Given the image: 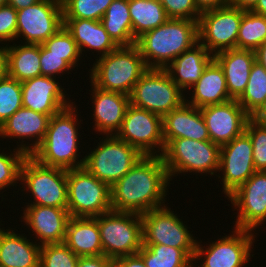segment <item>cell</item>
<instances>
[{
  "mask_svg": "<svg viewBox=\"0 0 266 267\" xmlns=\"http://www.w3.org/2000/svg\"><path fill=\"white\" fill-rule=\"evenodd\" d=\"M169 184L162 156H143L110 187L111 210L144 214L168 205Z\"/></svg>",
  "mask_w": 266,
  "mask_h": 267,
  "instance_id": "cell-1",
  "label": "cell"
},
{
  "mask_svg": "<svg viewBox=\"0 0 266 267\" xmlns=\"http://www.w3.org/2000/svg\"><path fill=\"white\" fill-rule=\"evenodd\" d=\"M76 107L73 103L50 117L43 141L30 154L38 163L65 170L83 167L85 157L78 159L82 157L79 155L81 135L78 129L83 120H78L79 114Z\"/></svg>",
  "mask_w": 266,
  "mask_h": 267,
  "instance_id": "cell-2",
  "label": "cell"
},
{
  "mask_svg": "<svg viewBox=\"0 0 266 267\" xmlns=\"http://www.w3.org/2000/svg\"><path fill=\"white\" fill-rule=\"evenodd\" d=\"M199 42L198 21L168 19L136 40L148 69H165L175 58Z\"/></svg>",
  "mask_w": 266,
  "mask_h": 267,
  "instance_id": "cell-3",
  "label": "cell"
},
{
  "mask_svg": "<svg viewBox=\"0 0 266 267\" xmlns=\"http://www.w3.org/2000/svg\"><path fill=\"white\" fill-rule=\"evenodd\" d=\"M94 59L96 61L89 69V82L99 89L128 96L148 69L136 45L119 46Z\"/></svg>",
  "mask_w": 266,
  "mask_h": 267,
  "instance_id": "cell-4",
  "label": "cell"
},
{
  "mask_svg": "<svg viewBox=\"0 0 266 267\" xmlns=\"http://www.w3.org/2000/svg\"><path fill=\"white\" fill-rule=\"evenodd\" d=\"M221 146L210 140L195 141L188 138L172 139L164 149L162 158L170 181L180 173L210 174L217 176ZM177 174V175H176Z\"/></svg>",
  "mask_w": 266,
  "mask_h": 267,
  "instance_id": "cell-5",
  "label": "cell"
},
{
  "mask_svg": "<svg viewBox=\"0 0 266 267\" xmlns=\"http://www.w3.org/2000/svg\"><path fill=\"white\" fill-rule=\"evenodd\" d=\"M20 192L30 196L27 205L67 208V170L38 163L28 155L20 170ZM24 190H23V189ZM25 191V192H24ZM29 194H28V193ZM31 194V195H30Z\"/></svg>",
  "mask_w": 266,
  "mask_h": 267,
  "instance_id": "cell-6",
  "label": "cell"
},
{
  "mask_svg": "<svg viewBox=\"0 0 266 267\" xmlns=\"http://www.w3.org/2000/svg\"><path fill=\"white\" fill-rule=\"evenodd\" d=\"M97 143L96 148L84 156L83 167L110 187L144 156L116 135H105Z\"/></svg>",
  "mask_w": 266,
  "mask_h": 267,
  "instance_id": "cell-7",
  "label": "cell"
},
{
  "mask_svg": "<svg viewBox=\"0 0 266 267\" xmlns=\"http://www.w3.org/2000/svg\"><path fill=\"white\" fill-rule=\"evenodd\" d=\"M94 218L98 222L106 257L115 260L137 254L143 246L141 214L111 210Z\"/></svg>",
  "mask_w": 266,
  "mask_h": 267,
  "instance_id": "cell-8",
  "label": "cell"
},
{
  "mask_svg": "<svg viewBox=\"0 0 266 267\" xmlns=\"http://www.w3.org/2000/svg\"><path fill=\"white\" fill-rule=\"evenodd\" d=\"M110 186L84 167L67 170V210L71 217H97L111 211Z\"/></svg>",
  "mask_w": 266,
  "mask_h": 267,
  "instance_id": "cell-9",
  "label": "cell"
},
{
  "mask_svg": "<svg viewBox=\"0 0 266 267\" xmlns=\"http://www.w3.org/2000/svg\"><path fill=\"white\" fill-rule=\"evenodd\" d=\"M206 246L196 243L193 267H244L254 257L255 232L233 227V231ZM201 243V244H200ZM253 247V248H252ZM252 255V256H251ZM200 263H199V262ZM198 263V264H197Z\"/></svg>",
  "mask_w": 266,
  "mask_h": 267,
  "instance_id": "cell-10",
  "label": "cell"
},
{
  "mask_svg": "<svg viewBox=\"0 0 266 267\" xmlns=\"http://www.w3.org/2000/svg\"><path fill=\"white\" fill-rule=\"evenodd\" d=\"M185 102L184 92L164 69H147L134 85L130 104L162 118Z\"/></svg>",
  "mask_w": 266,
  "mask_h": 267,
  "instance_id": "cell-11",
  "label": "cell"
},
{
  "mask_svg": "<svg viewBox=\"0 0 266 267\" xmlns=\"http://www.w3.org/2000/svg\"><path fill=\"white\" fill-rule=\"evenodd\" d=\"M244 12L230 3L203 11L198 21L199 42L213 55L235 49Z\"/></svg>",
  "mask_w": 266,
  "mask_h": 267,
  "instance_id": "cell-12",
  "label": "cell"
},
{
  "mask_svg": "<svg viewBox=\"0 0 266 267\" xmlns=\"http://www.w3.org/2000/svg\"><path fill=\"white\" fill-rule=\"evenodd\" d=\"M116 136L144 156H162L165 149L162 117L131 104Z\"/></svg>",
  "mask_w": 266,
  "mask_h": 267,
  "instance_id": "cell-13",
  "label": "cell"
},
{
  "mask_svg": "<svg viewBox=\"0 0 266 267\" xmlns=\"http://www.w3.org/2000/svg\"><path fill=\"white\" fill-rule=\"evenodd\" d=\"M141 218L143 245L163 244L180 249H196L197 237L167 205L141 214Z\"/></svg>",
  "mask_w": 266,
  "mask_h": 267,
  "instance_id": "cell-14",
  "label": "cell"
},
{
  "mask_svg": "<svg viewBox=\"0 0 266 267\" xmlns=\"http://www.w3.org/2000/svg\"><path fill=\"white\" fill-rule=\"evenodd\" d=\"M63 26L61 0H41L17 10L16 39L22 44H43Z\"/></svg>",
  "mask_w": 266,
  "mask_h": 267,
  "instance_id": "cell-15",
  "label": "cell"
},
{
  "mask_svg": "<svg viewBox=\"0 0 266 267\" xmlns=\"http://www.w3.org/2000/svg\"><path fill=\"white\" fill-rule=\"evenodd\" d=\"M227 200L237 210L234 228L259 230L266 222V171H255Z\"/></svg>",
  "mask_w": 266,
  "mask_h": 267,
  "instance_id": "cell-16",
  "label": "cell"
},
{
  "mask_svg": "<svg viewBox=\"0 0 266 267\" xmlns=\"http://www.w3.org/2000/svg\"><path fill=\"white\" fill-rule=\"evenodd\" d=\"M255 171L253 145L245 131L221 146L220 166L216 178L222 182L220 185L225 198L235 192Z\"/></svg>",
  "mask_w": 266,
  "mask_h": 267,
  "instance_id": "cell-17",
  "label": "cell"
},
{
  "mask_svg": "<svg viewBox=\"0 0 266 267\" xmlns=\"http://www.w3.org/2000/svg\"><path fill=\"white\" fill-rule=\"evenodd\" d=\"M210 141L219 146L232 141L245 131L250 115L239 105L237 99L222 104L200 108Z\"/></svg>",
  "mask_w": 266,
  "mask_h": 267,
  "instance_id": "cell-18",
  "label": "cell"
},
{
  "mask_svg": "<svg viewBox=\"0 0 266 267\" xmlns=\"http://www.w3.org/2000/svg\"><path fill=\"white\" fill-rule=\"evenodd\" d=\"M60 84L59 79L49 76H38L22 82L23 107L52 117L71 106L74 102L66 97L68 93Z\"/></svg>",
  "mask_w": 266,
  "mask_h": 267,
  "instance_id": "cell-19",
  "label": "cell"
},
{
  "mask_svg": "<svg viewBox=\"0 0 266 267\" xmlns=\"http://www.w3.org/2000/svg\"><path fill=\"white\" fill-rule=\"evenodd\" d=\"M21 208H24L21 222L34 233L33 241L35 238L40 246L64 243L67 223L71 217L67 208L41 205H24Z\"/></svg>",
  "mask_w": 266,
  "mask_h": 267,
  "instance_id": "cell-20",
  "label": "cell"
},
{
  "mask_svg": "<svg viewBox=\"0 0 266 267\" xmlns=\"http://www.w3.org/2000/svg\"><path fill=\"white\" fill-rule=\"evenodd\" d=\"M49 120V115L21 107L0 126V137L19 139L17 149L30 155L43 141Z\"/></svg>",
  "mask_w": 266,
  "mask_h": 267,
  "instance_id": "cell-21",
  "label": "cell"
},
{
  "mask_svg": "<svg viewBox=\"0 0 266 267\" xmlns=\"http://www.w3.org/2000/svg\"><path fill=\"white\" fill-rule=\"evenodd\" d=\"M91 86V103L94 119L93 130L100 135H116L121 128L126 110L130 105V96L112 91H105Z\"/></svg>",
  "mask_w": 266,
  "mask_h": 267,
  "instance_id": "cell-22",
  "label": "cell"
},
{
  "mask_svg": "<svg viewBox=\"0 0 266 267\" xmlns=\"http://www.w3.org/2000/svg\"><path fill=\"white\" fill-rule=\"evenodd\" d=\"M165 146L176 138H188L195 141L210 140L208 129L201 110L184 102L162 118Z\"/></svg>",
  "mask_w": 266,
  "mask_h": 267,
  "instance_id": "cell-23",
  "label": "cell"
},
{
  "mask_svg": "<svg viewBox=\"0 0 266 267\" xmlns=\"http://www.w3.org/2000/svg\"><path fill=\"white\" fill-rule=\"evenodd\" d=\"M12 229L0 227V267H40L41 246Z\"/></svg>",
  "mask_w": 266,
  "mask_h": 267,
  "instance_id": "cell-24",
  "label": "cell"
},
{
  "mask_svg": "<svg viewBox=\"0 0 266 267\" xmlns=\"http://www.w3.org/2000/svg\"><path fill=\"white\" fill-rule=\"evenodd\" d=\"M214 60L223 70L229 96L238 99L246 89L251 67L256 60L255 51L228 49L216 53Z\"/></svg>",
  "mask_w": 266,
  "mask_h": 267,
  "instance_id": "cell-25",
  "label": "cell"
},
{
  "mask_svg": "<svg viewBox=\"0 0 266 267\" xmlns=\"http://www.w3.org/2000/svg\"><path fill=\"white\" fill-rule=\"evenodd\" d=\"M63 26L72 35L81 56L87 53L85 51L94 50L98 52L95 56L98 58L119 47L105 30L101 20L63 19Z\"/></svg>",
  "mask_w": 266,
  "mask_h": 267,
  "instance_id": "cell-26",
  "label": "cell"
},
{
  "mask_svg": "<svg viewBox=\"0 0 266 267\" xmlns=\"http://www.w3.org/2000/svg\"><path fill=\"white\" fill-rule=\"evenodd\" d=\"M213 59L214 55L198 42L175 58L164 70L185 93L199 80Z\"/></svg>",
  "mask_w": 266,
  "mask_h": 267,
  "instance_id": "cell-27",
  "label": "cell"
},
{
  "mask_svg": "<svg viewBox=\"0 0 266 267\" xmlns=\"http://www.w3.org/2000/svg\"><path fill=\"white\" fill-rule=\"evenodd\" d=\"M190 91L192 92L191 95L189 93L186 95L191 98L185 96V102L199 109L232 100L229 96L223 70L214 59L205 68L199 80L187 92Z\"/></svg>",
  "mask_w": 266,
  "mask_h": 267,
  "instance_id": "cell-28",
  "label": "cell"
},
{
  "mask_svg": "<svg viewBox=\"0 0 266 267\" xmlns=\"http://www.w3.org/2000/svg\"><path fill=\"white\" fill-rule=\"evenodd\" d=\"M64 243L78 257L103 255L100 230L94 217H70Z\"/></svg>",
  "mask_w": 266,
  "mask_h": 267,
  "instance_id": "cell-29",
  "label": "cell"
},
{
  "mask_svg": "<svg viewBox=\"0 0 266 267\" xmlns=\"http://www.w3.org/2000/svg\"><path fill=\"white\" fill-rule=\"evenodd\" d=\"M8 76L19 82L42 76L40 44H7Z\"/></svg>",
  "mask_w": 266,
  "mask_h": 267,
  "instance_id": "cell-30",
  "label": "cell"
},
{
  "mask_svg": "<svg viewBox=\"0 0 266 267\" xmlns=\"http://www.w3.org/2000/svg\"><path fill=\"white\" fill-rule=\"evenodd\" d=\"M101 22L118 46H132L136 44L129 13V0H113L102 17Z\"/></svg>",
  "mask_w": 266,
  "mask_h": 267,
  "instance_id": "cell-31",
  "label": "cell"
},
{
  "mask_svg": "<svg viewBox=\"0 0 266 267\" xmlns=\"http://www.w3.org/2000/svg\"><path fill=\"white\" fill-rule=\"evenodd\" d=\"M129 13L135 40L169 19L160 0H129Z\"/></svg>",
  "mask_w": 266,
  "mask_h": 267,
  "instance_id": "cell-32",
  "label": "cell"
},
{
  "mask_svg": "<svg viewBox=\"0 0 266 267\" xmlns=\"http://www.w3.org/2000/svg\"><path fill=\"white\" fill-rule=\"evenodd\" d=\"M138 254L147 267H193L195 249H180L163 244L143 245Z\"/></svg>",
  "mask_w": 266,
  "mask_h": 267,
  "instance_id": "cell-33",
  "label": "cell"
},
{
  "mask_svg": "<svg viewBox=\"0 0 266 267\" xmlns=\"http://www.w3.org/2000/svg\"><path fill=\"white\" fill-rule=\"evenodd\" d=\"M266 40V16L245 10L240 22L236 49L255 51Z\"/></svg>",
  "mask_w": 266,
  "mask_h": 267,
  "instance_id": "cell-34",
  "label": "cell"
},
{
  "mask_svg": "<svg viewBox=\"0 0 266 267\" xmlns=\"http://www.w3.org/2000/svg\"><path fill=\"white\" fill-rule=\"evenodd\" d=\"M266 99V69L255 60L245 91L237 99L239 105L251 116Z\"/></svg>",
  "mask_w": 266,
  "mask_h": 267,
  "instance_id": "cell-35",
  "label": "cell"
},
{
  "mask_svg": "<svg viewBox=\"0 0 266 267\" xmlns=\"http://www.w3.org/2000/svg\"><path fill=\"white\" fill-rule=\"evenodd\" d=\"M113 0H61L63 19L101 20Z\"/></svg>",
  "mask_w": 266,
  "mask_h": 267,
  "instance_id": "cell-36",
  "label": "cell"
},
{
  "mask_svg": "<svg viewBox=\"0 0 266 267\" xmlns=\"http://www.w3.org/2000/svg\"><path fill=\"white\" fill-rule=\"evenodd\" d=\"M10 152L0 150V195L3 198V192L7 191L11 186L17 187L20 185V170L24 159L28 156L24 151L17 149H9ZM7 152V153H6ZM7 188V190H5ZM4 190V191H2ZM2 192V193H1Z\"/></svg>",
  "mask_w": 266,
  "mask_h": 267,
  "instance_id": "cell-37",
  "label": "cell"
},
{
  "mask_svg": "<svg viewBox=\"0 0 266 267\" xmlns=\"http://www.w3.org/2000/svg\"><path fill=\"white\" fill-rule=\"evenodd\" d=\"M21 107V82L7 75L0 80V126Z\"/></svg>",
  "mask_w": 266,
  "mask_h": 267,
  "instance_id": "cell-38",
  "label": "cell"
},
{
  "mask_svg": "<svg viewBox=\"0 0 266 267\" xmlns=\"http://www.w3.org/2000/svg\"><path fill=\"white\" fill-rule=\"evenodd\" d=\"M83 56H56L40 44V68L42 76L60 78L62 75L71 74L70 71L79 67L78 64ZM62 74V75H61ZM59 76V77H56Z\"/></svg>",
  "mask_w": 266,
  "mask_h": 267,
  "instance_id": "cell-39",
  "label": "cell"
},
{
  "mask_svg": "<svg viewBox=\"0 0 266 267\" xmlns=\"http://www.w3.org/2000/svg\"><path fill=\"white\" fill-rule=\"evenodd\" d=\"M78 256L65 244L41 246L40 267H77Z\"/></svg>",
  "mask_w": 266,
  "mask_h": 267,
  "instance_id": "cell-40",
  "label": "cell"
},
{
  "mask_svg": "<svg viewBox=\"0 0 266 267\" xmlns=\"http://www.w3.org/2000/svg\"><path fill=\"white\" fill-rule=\"evenodd\" d=\"M245 132L252 141L255 170L266 171V126L257 124L249 119Z\"/></svg>",
  "mask_w": 266,
  "mask_h": 267,
  "instance_id": "cell-41",
  "label": "cell"
},
{
  "mask_svg": "<svg viewBox=\"0 0 266 267\" xmlns=\"http://www.w3.org/2000/svg\"><path fill=\"white\" fill-rule=\"evenodd\" d=\"M43 45L56 56H81L79 48L72 35L62 26Z\"/></svg>",
  "mask_w": 266,
  "mask_h": 267,
  "instance_id": "cell-42",
  "label": "cell"
},
{
  "mask_svg": "<svg viewBox=\"0 0 266 267\" xmlns=\"http://www.w3.org/2000/svg\"><path fill=\"white\" fill-rule=\"evenodd\" d=\"M169 19L199 21L202 13L194 0H160Z\"/></svg>",
  "mask_w": 266,
  "mask_h": 267,
  "instance_id": "cell-43",
  "label": "cell"
},
{
  "mask_svg": "<svg viewBox=\"0 0 266 267\" xmlns=\"http://www.w3.org/2000/svg\"><path fill=\"white\" fill-rule=\"evenodd\" d=\"M16 32L17 10L8 4L0 6V44L7 45L10 41L13 43L16 39Z\"/></svg>",
  "mask_w": 266,
  "mask_h": 267,
  "instance_id": "cell-44",
  "label": "cell"
},
{
  "mask_svg": "<svg viewBox=\"0 0 266 267\" xmlns=\"http://www.w3.org/2000/svg\"><path fill=\"white\" fill-rule=\"evenodd\" d=\"M77 267H114V260L105 255L79 257Z\"/></svg>",
  "mask_w": 266,
  "mask_h": 267,
  "instance_id": "cell-45",
  "label": "cell"
},
{
  "mask_svg": "<svg viewBox=\"0 0 266 267\" xmlns=\"http://www.w3.org/2000/svg\"><path fill=\"white\" fill-rule=\"evenodd\" d=\"M114 267H147L143 258L137 253L122 256L114 260Z\"/></svg>",
  "mask_w": 266,
  "mask_h": 267,
  "instance_id": "cell-46",
  "label": "cell"
},
{
  "mask_svg": "<svg viewBox=\"0 0 266 267\" xmlns=\"http://www.w3.org/2000/svg\"><path fill=\"white\" fill-rule=\"evenodd\" d=\"M197 8L203 12L210 9H216L229 4V0H194Z\"/></svg>",
  "mask_w": 266,
  "mask_h": 267,
  "instance_id": "cell-47",
  "label": "cell"
},
{
  "mask_svg": "<svg viewBox=\"0 0 266 267\" xmlns=\"http://www.w3.org/2000/svg\"><path fill=\"white\" fill-rule=\"evenodd\" d=\"M255 123L266 126V99L261 106L250 116Z\"/></svg>",
  "mask_w": 266,
  "mask_h": 267,
  "instance_id": "cell-48",
  "label": "cell"
},
{
  "mask_svg": "<svg viewBox=\"0 0 266 267\" xmlns=\"http://www.w3.org/2000/svg\"><path fill=\"white\" fill-rule=\"evenodd\" d=\"M2 45V46H1ZM0 45V80L8 75L7 68V45ZM6 45V46H5Z\"/></svg>",
  "mask_w": 266,
  "mask_h": 267,
  "instance_id": "cell-49",
  "label": "cell"
},
{
  "mask_svg": "<svg viewBox=\"0 0 266 267\" xmlns=\"http://www.w3.org/2000/svg\"><path fill=\"white\" fill-rule=\"evenodd\" d=\"M259 0H229V3L243 10H251Z\"/></svg>",
  "mask_w": 266,
  "mask_h": 267,
  "instance_id": "cell-50",
  "label": "cell"
},
{
  "mask_svg": "<svg viewBox=\"0 0 266 267\" xmlns=\"http://www.w3.org/2000/svg\"><path fill=\"white\" fill-rule=\"evenodd\" d=\"M41 0H7V4L14 7L16 10L34 5Z\"/></svg>",
  "mask_w": 266,
  "mask_h": 267,
  "instance_id": "cell-51",
  "label": "cell"
},
{
  "mask_svg": "<svg viewBox=\"0 0 266 267\" xmlns=\"http://www.w3.org/2000/svg\"><path fill=\"white\" fill-rule=\"evenodd\" d=\"M256 61L266 69V40L255 50Z\"/></svg>",
  "mask_w": 266,
  "mask_h": 267,
  "instance_id": "cell-52",
  "label": "cell"
},
{
  "mask_svg": "<svg viewBox=\"0 0 266 267\" xmlns=\"http://www.w3.org/2000/svg\"><path fill=\"white\" fill-rule=\"evenodd\" d=\"M251 11L266 16V0H259Z\"/></svg>",
  "mask_w": 266,
  "mask_h": 267,
  "instance_id": "cell-53",
  "label": "cell"
},
{
  "mask_svg": "<svg viewBox=\"0 0 266 267\" xmlns=\"http://www.w3.org/2000/svg\"><path fill=\"white\" fill-rule=\"evenodd\" d=\"M7 5V0H0V6Z\"/></svg>",
  "mask_w": 266,
  "mask_h": 267,
  "instance_id": "cell-54",
  "label": "cell"
}]
</instances>
